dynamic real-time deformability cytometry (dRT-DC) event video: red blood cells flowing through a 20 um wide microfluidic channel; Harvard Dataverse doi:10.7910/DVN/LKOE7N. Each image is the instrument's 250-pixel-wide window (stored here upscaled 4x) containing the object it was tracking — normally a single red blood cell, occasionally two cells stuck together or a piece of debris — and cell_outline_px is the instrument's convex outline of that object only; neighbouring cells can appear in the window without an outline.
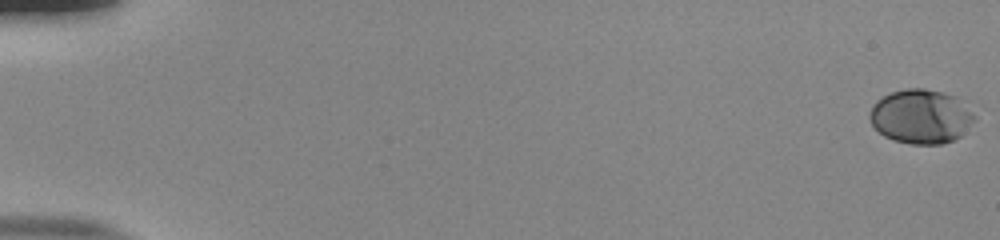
{"species": "human", "species_latin": "Homo sapiens", "temperature_condition": "room temperature", "stored_images_in_passage": 56, "camera_frame_rate_fps": 3000, "um_per_image_px": 0.085, "donor": {"sex": "male"}, "frame": {"image": 1, "passage_image": 1, "time_ms": 0.0, "image_size_px": [1000, 240], "cell_outline_px": [[976, 120], [960, 136], [944, 144], [912, 144], [892, 140], [884, 136], [872, 124], [868, 116], [872, 104], [876, 100], [892, 92], [904, 88], [924, 88], [944, 92], [956, 96], [976, 116]], "centroid_in_image_um": [78.27, 9.89], "position_along_channel_um": 6.7, "area_um2": 33.29}}
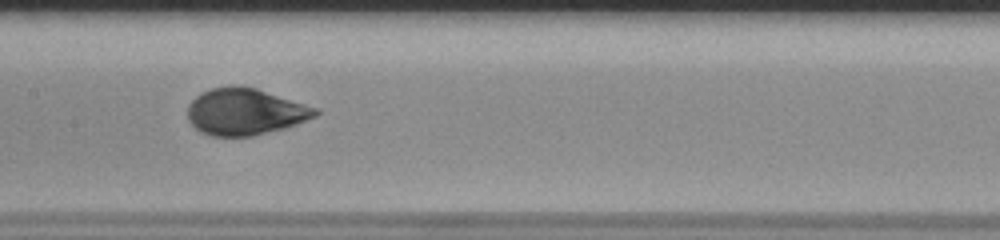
{"frame": {"image": 2, "passage_image": 30, "time_ms": 9.667, "image_size_px": [1000, 240], "cell_outline_px": [[320, 112], [316, 116], [296, 124], [284, 128], [252, 136], [212, 136], [200, 132], [188, 120], [188, 104], [200, 92], [212, 88], [228, 84], [232, 84], [256, 88], [320, 108]], "centroid_in_image_um": [20.84, 9.48], "position_along_channel_um": 186.6, "area_um2": 35.03}}
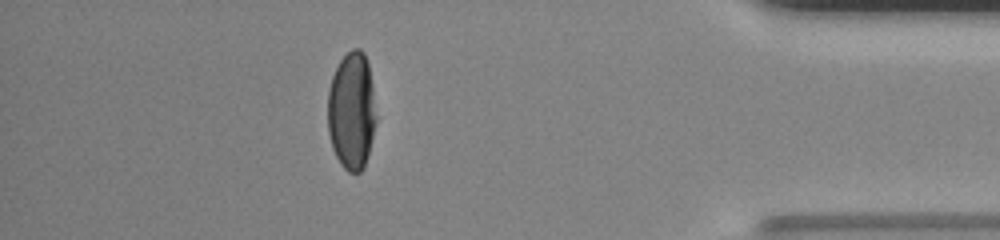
{"frame": {"image": 3, "passage_image": 50, "time_ms": 16.333, "image_size_px": [1000, 240], "cell_outline_px": [[376, 124], [368, 156], [364, 168], [360, 172], [348, 172], [340, 164], [332, 148], [328, 132], [328, 88], [332, 76], [340, 60], [352, 48], [360, 48], [364, 52], [368, 64], [372, 84], [376, 116]], "centroid_in_image_um": [29.89, 9.44], "position_along_channel_um": 405.3, "area_um2": 33.47}, "authors_computed_cell_mechanics": {"area_um2": 33.6685, "velocity_mm_per_s": 3.8255, "shape_relaxation_time_tau1_ms": 4.4608, "shape_relaxation_time_tau2_ms": null, "deformation_change_tau1": 0.1801, "deformation_change_tau2": null}}